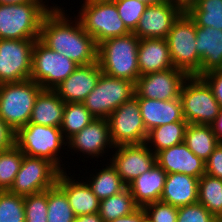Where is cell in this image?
Returning a JSON list of instances; mask_svg holds the SVG:
<instances>
[{
	"label": "cell",
	"instance_id": "cell-23",
	"mask_svg": "<svg viewBox=\"0 0 222 222\" xmlns=\"http://www.w3.org/2000/svg\"><path fill=\"white\" fill-rule=\"evenodd\" d=\"M137 61L140 76L174 68L168 42L164 38L140 39Z\"/></svg>",
	"mask_w": 222,
	"mask_h": 222
},
{
	"label": "cell",
	"instance_id": "cell-26",
	"mask_svg": "<svg viewBox=\"0 0 222 222\" xmlns=\"http://www.w3.org/2000/svg\"><path fill=\"white\" fill-rule=\"evenodd\" d=\"M65 102L54 90L42 89L37 95L29 123L60 128Z\"/></svg>",
	"mask_w": 222,
	"mask_h": 222
},
{
	"label": "cell",
	"instance_id": "cell-39",
	"mask_svg": "<svg viewBox=\"0 0 222 222\" xmlns=\"http://www.w3.org/2000/svg\"><path fill=\"white\" fill-rule=\"evenodd\" d=\"M149 222H177L178 208L162 201L146 204L142 207Z\"/></svg>",
	"mask_w": 222,
	"mask_h": 222
},
{
	"label": "cell",
	"instance_id": "cell-24",
	"mask_svg": "<svg viewBox=\"0 0 222 222\" xmlns=\"http://www.w3.org/2000/svg\"><path fill=\"white\" fill-rule=\"evenodd\" d=\"M198 182L199 178L186 174H167L160 201L177 208L195 204L198 202Z\"/></svg>",
	"mask_w": 222,
	"mask_h": 222
},
{
	"label": "cell",
	"instance_id": "cell-25",
	"mask_svg": "<svg viewBox=\"0 0 222 222\" xmlns=\"http://www.w3.org/2000/svg\"><path fill=\"white\" fill-rule=\"evenodd\" d=\"M167 173L157 163L150 170L141 174L127 187L131 191L134 202L143 207L146 204L160 201Z\"/></svg>",
	"mask_w": 222,
	"mask_h": 222
},
{
	"label": "cell",
	"instance_id": "cell-32",
	"mask_svg": "<svg viewBox=\"0 0 222 222\" xmlns=\"http://www.w3.org/2000/svg\"><path fill=\"white\" fill-rule=\"evenodd\" d=\"M198 203L216 218L222 214V180L204 174L198 182Z\"/></svg>",
	"mask_w": 222,
	"mask_h": 222
},
{
	"label": "cell",
	"instance_id": "cell-5",
	"mask_svg": "<svg viewBox=\"0 0 222 222\" xmlns=\"http://www.w3.org/2000/svg\"><path fill=\"white\" fill-rule=\"evenodd\" d=\"M82 5L77 17L97 45L104 40L131 33L119 17L114 1L85 0Z\"/></svg>",
	"mask_w": 222,
	"mask_h": 222
},
{
	"label": "cell",
	"instance_id": "cell-20",
	"mask_svg": "<svg viewBox=\"0 0 222 222\" xmlns=\"http://www.w3.org/2000/svg\"><path fill=\"white\" fill-rule=\"evenodd\" d=\"M196 52L201 57L200 70L194 75H202L222 69V30L196 26Z\"/></svg>",
	"mask_w": 222,
	"mask_h": 222
},
{
	"label": "cell",
	"instance_id": "cell-40",
	"mask_svg": "<svg viewBox=\"0 0 222 222\" xmlns=\"http://www.w3.org/2000/svg\"><path fill=\"white\" fill-rule=\"evenodd\" d=\"M177 222H216V217L197 202L179 207Z\"/></svg>",
	"mask_w": 222,
	"mask_h": 222
},
{
	"label": "cell",
	"instance_id": "cell-31",
	"mask_svg": "<svg viewBox=\"0 0 222 222\" xmlns=\"http://www.w3.org/2000/svg\"><path fill=\"white\" fill-rule=\"evenodd\" d=\"M138 207L127 187L116 195L100 200L99 214L104 222H109L134 212Z\"/></svg>",
	"mask_w": 222,
	"mask_h": 222
},
{
	"label": "cell",
	"instance_id": "cell-14",
	"mask_svg": "<svg viewBox=\"0 0 222 222\" xmlns=\"http://www.w3.org/2000/svg\"><path fill=\"white\" fill-rule=\"evenodd\" d=\"M189 75L178 68L140 76L135 83V98L162 101L180 98L181 88Z\"/></svg>",
	"mask_w": 222,
	"mask_h": 222
},
{
	"label": "cell",
	"instance_id": "cell-29",
	"mask_svg": "<svg viewBox=\"0 0 222 222\" xmlns=\"http://www.w3.org/2000/svg\"><path fill=\"white\" fill-rule=\"evenodd\" d=\"M107 165L104 169L102 167L97 174H90V176H93L87 182L99 200L109 198L127 188L111 162Z\"/></svg>",
	"mask_w": 222,
	"mask_h": 222
},
{
	"label": "cell",
	"instance_id": "cell-45",
	"mask_svg": "<svg viewBox=\"0 0 222 222\" xmlns=\"http://www.w3.org/2000/svg\"><path fill=\"white\" fill-rule=\"evenodd\" d=\"M211 127L217 139L222 142V107L220 108L218 116L211 124Z\"/></svg>",
	"mask_w": 222,
	"mask_h": 222
},
{
	"label": "cell",
	"instance_id": "cell-47",
	"mask_svg": "<svg viewBox=\"0 0 222 222\" xmlns=\"http://www.w3.org/2000/svg\"><path fill=\"white\" fill-rule=\"evenodd\" d=\"M27 2H43V0H0V4H18Z\"/></svg>",
	"mask_w": 222,
	"mask_h": 222
},
{
	"label": "cell",
	"instance_id": "cell-10",
	"mask_svg": "<svg viewBox=\"0 0 222 222\" xmlns=\"http://www.w3.org/2000/svg\"><path fill=\"white\" fill-rule=\"evenodd\" d=\"M79 65L59 52L36 40L32 51L31 80L42 89L54 90L71 75Z\"/></svg>",
	"mask_w": 222,
	"mask_h": 222
},
{
	"label": "cell",
	"instance_id": "cell-36",
	"mask_svg": "<svg viewBox=\"0 0 222 222\" xmlns=\"http://www.w3.org/2000/svg\"><path fill=\"white\" fill-rule=\"evenodd\" d=\"M24 196L0 191V222H25Z\"/></svg>",
	"mask_w": 222,
	"mask_h": 222
},
{
	"label": "cell",
	"instance_id": "cell-48",
	"mask_svg": "<svg viewBox=\"0 0 222 222\" xmlns=\"http://www.w3.org/2000/svg\"><path fill=\"white\" fill-rule=\"evenodd\" d=\"M138 1L143 2L146 5H157V4L167 2L169 0H138Z\"/></svg>",
	"mask_w": 222,
	"mask_h": 222
},
{
	"label": "cell",
	"instance_id": "cell-38",
	"mask_svg": "<svg viewBox=\"0 0 222 222\" xmlns=\"http://www.w3.org/2000/svg\"><path fill=\"white\" fill-rule=\"evenodd\" d=\"M119 13V17L123 20L126 27L133 32L144 13L146 5L138 0H113Z\"/></svg>",
	"mask_w": 222,
	"mask_h": 222
},
{
	"label": "cell",
	"instance_id": "cell-11",
	"mask_svg": "<svg viewBox=\"0 0 222 222\" xmlns=\"http://www.w3.org/2000/svg\"><path fill=\"white\" fill-rule=\"evenodd\" d=\"M38 39H0V85L31 78L32 51Z\"/></svg>",
	"mask_w": 222,
	"mask_h": 222
},
{
	"label": "cell",
	"instance_id": "cell-35",
	"mask_svg": "<svg viewBox=\"0 0 222 222\" xmlns=\"http://www.w3.org/2000/svg\"><path fill=\"white\" fill-rule=\"evenodd\" d=\"M24 154L14 145L0 152V191L9 190L20 170Z\"/></svg>",
	"mask_w": 222,
	"mask_h": 222
},
{
	"label": "cell",
	"instance_id": "cell-22",
	"mask_svg": "<svg viewBox=\"0 0 222 222\" xmlns=\"http://www.w3.org/2000/svg\"><path fill=\"white\" fill-rule=\"evenodd\" d=\"M65 171L58 175L56 184L66 193L75 216L99 213L100 200L87 182L72 180Z\"/></svg>",
	"mask_w": 222,
	"mask_h": 222
},
{
	"label": "cell",
	"instance_id": "cell-21",
	"mask_svg": "<svg viewBox=\"0 0 222 222\" xmlns=\"http://www.w3.org/2000/svg\"><path fill=\"white\" fill-rule=\"evenodd\" d=\"M136 99L139 101L141 116L147 132L164 124L186 121L180 98L166 101L147 98Z\"/></svg>",
	"mask_w": 222,
	"mask_h": 222
},
{
	"label": "cell",
	"instance_id": "cell-17",
	"mask_svg": "<svg viewBox=\"0 0 222 222\" xmlns=\"http://www.w3.org/2000/svg\"><path fill=\"white\" fill-rule=\"evenodd\" d=\"M101 73L98 62L79 65L54 91L65 103H82L97 85Z\"/></svg>",
	"mask_w": 222,
	"mask_h": 222
},
{
	"label": "cell",
	"instance_id": "cell-42",
	"mask_svg": "<svg viewBox=\"0 0 222 222\" xmlns=\"http://www.w3.org/2000/svg\"><path fill=\"white\" fill-rule=\"evenodd\" d=\"M211 87L215 99L222 107V69L210 71L201 76Z\"/></svg>",
	"mask_w": 222,
	"mask_h": 222
},
{
	"label": "cell",
	"instance_id": "cell-16",
	"mask_svg": "<svg viewBox=\"0 0 222 222\" xmlns=\"http://www.w3.org/2000/svg\"><path fill=\"white\" fill-rule=\"evenodd\" d=\"M183 12L184 7L173 0L157 5H148L133 33L139 39H166L173 23Z\"/></svg>",
	"mask_w": 222,
	"mask_h": 222
},
{
	"label": "cell",
	"instance_id": "cell-19",
	"mask_svg": "<svg viewBox=\"0 0 222 222\" xmlns=\"http://www.w3.org/2000/svg\"><path fill=\"white\" fill-rule=\"evenodd\" d=\"M156 163L167 174L181 173L195 178H201L205 174V162L184 142L159 151L156 154Z\"/></svg>",
	"mask_w": 222,
	"mask_h": 222
},
{
	"label": "cell",
	"instance_id": "cell-49",
	"mask_svg": "<svg viewBox=\"0 0 222 222\" xmlns=\"http://www.w3.org/2000/svg\"><path fill=\"white\" fill-rule=\"evenodd\" d=\"M173 1L182 5L184 7V9L187 6L194 4V0H173Z\"/></svg>",
	"mask_w": 222,
	"mask_h": 222
},
{
	"label": "cell",
	"instance_id": "cell-46",
	"mask_svg": "<svg viewBox=\"0 0 222 222\" xmlns=\"http://www.w3.org/2000/svg\"><path fill=\"white\" fill-rule=\"evenodd\" d=\"M74 222H104L99 213L76 216Z\"/></svg>",
	"mask_w": 222,
	"mask_h": 222
},
{
	"label": "cell",
	"instance_id": "cell-34",
	"mask_svg": "<svg viewBox=\"0 0 222 222\" xmlns=\"http://www.w3.org/2000/svg\"><path fill=\"white\" fill-rule=\"evenodd\" d=\"M47 222H74L75 214L66 193L55 184L47 189Z\"/></svg>",
	"mask_w": 222,
	"mask_h": 222
},
{
	"label": "cell",
	"instance_id": "cell-43",
	"mask_svg": "<svg viewBox=\"0 0 222 222\" xmlns=\"http://www.w3.org/2000/svg\"><path fill=\"white\" fill-rule=\"evenodd\" d=\"M15 145V132L0 118V152Z\"/></svg>",
	"mask_w": 222,
	"mask_h": 222
},
{
	"label": "cell",
	"instance_id": "cell-2",
	"mask_svg": "<svg viewBox=\"0 0 222 222\" xmlns=\"http://www.w3.org/2000/svg\"><path fill=\"white\" fill-rule=\"evenodd\" d=\"M139 42L140 39L131 32L98 44L97 62L102 73L136 83L140 77L137 61Z\"/></svg>",
	"mask_w": 222,
	"mask_h": 222
},
{
	"label": "cell",
	"instance_id": "cell-50",
	"mask_svg": "<svg viewBox=\"0 0 222 222\" xmlns=\"http://www.w3.org/2000/svg\"><path fill=\"white\" fill-rule=\"evenodd\" d=\"M216 222H222V214L216 218Z\"/></svg>",
	"mask_w": 222,
	"mask_h": 222
},
{
	"label": "cell",
	"instance_id": "cell-9",
	"mask_svg": "<svg viewBox=\"0 0 222 222\" xmlns=\"http://www.w3.org/2000/svg\"><path fill=\"white\" fill-rule=\"evenodd\" d=\"M135 96V83L101 73L95 88L82 102L96 119H108L122 103Z\"/></svg>",
	"mask_w": 222,
	"mask_h": 222
},
{
	"label": "cell",
	"instance_id": "cell-27",
	"mask_svg": "<svg viewBox=\"0 0 222 222\" xmlns=\"http://www.w3.org/2000/svg\"><path fill=\"white\" fill-rule=\"evenodd\" d=\"M184 143L196 156L206 162L220 141L211 125L187 124Z\"/></svg>",
	"mask_w": 222,
	"mask_h": 222
},
{
	"label": "cell",
	"instance_id": "cell-15",
	"mask_svg": "<svg viewBox=\"0 0 222 222\" xmlns=\"http://www.w3.org/2000/svg\"><path fill=\"white\" fill-rule=\"evenodd\" d=\"M150 147L152 148L151 145L142 143L114 148L117 150L109 160L127 186L156 163V155Z\"/></svg>",
	"mask_w": 222,
	"mask_h": 222
},
{
	"label": "cell",
	"instance_id": "cell-18",
	"mask_svg": "<svg viewBox=\"0 0 222 222\" xmlns=\"http://www.w3.org/2000/svg\"><path fill=\"white\" fill-rule=\"evenodd\" d=\"M68 148L89 155L92 158L102 156L104 149L115 148L111 135L108 119H94L80 132L67 140ZM109 145V146H108ZM70 146V147H69Z\"/></svg>",
	"mask_w": 222,
	"mask_h": 222
},
{
	"label": "cell",
	"instance_id": "cell-33",
	"mask_svg": "<svg viewBox=\"0 0 222 222\" xmlns=\"http://www.w3.org/2000/svg\"><path fill=\"white\" fill-rule=\"evenodd\" d=\"M94 119L95 117L83 103H65L64 115L60 128L66 141L74 134L80 132Z\"/></svg>",
	"mask_w": 222,
	"mask_h": 222
},
{
	"label": "cell",
	"instance_id": "cell-4",
	"mask_svg": "<svg viewBox=\"0 0 222 222\" xmlns=\"http://www.w3.org/2000/svg\"><path fill=\"white\" fill-rule=\"evenodd\" d=\"M42 87L29 79L0 85V118L14 131L26 126Z\"/></svg>",
	"mask_w": 222,
	"mask_h": 222
},
{
	"label": "cell",
	"instance_id": "cell-37",
	"mask_svg": "<svg viewBox=\"0 0 222 222\" xmlns=\"http://www.w3.org/2000/svg\"><path fill=\"white\" fill-rule=\"evenodd\" d=\"M25 222H47V190L24 196Z\"/></svg>",
	"mask_w": 222,
	"mask_h": 222
},
{
	"label": "cell",
	"instance_id": "cell-44",
	"mask_svg": "<svg viewBox=\"0 0 222 222\" xmlns=\"http://www.w3.org/2000/svg\"><path fill=\"white\" fill-rule=\"evenodd\" d=\"M146 218L145 211L142 207H138L134 212L119 217L117 219L111 220L109 222H143Z\"/></svg>",
	"mask_w": 222,
	"mask_h": 222
},
{
	"label": "cell",
	"instance_id": "cell-30",
	"mask_svg": "<svg viewBox=\"0 0 222 222\" xmlns=\"http://www.w3.org/2000/svg\"><path fill=\"white\" fill-rule=\"evenodd\" d=\"M184 11L196 26L222 30V0H197Z\"/></svg>",
	"mask_w": 222,
	"mask_h": 222
},
{
	"label": "cell",
	"instance_id": "cell-3",
	"mask_svg": "<svg viewBox=\"0 0 222 222\" xmlns=\"http://www.w3.org/2000/svg\"><path fill=\"white\" fill-rule=\"evenodd\" d=\"M44 3L0 4V39H39L42 20L52 9Z\"/></svg>",
	"mask_w": 222,
	"mask_h": 222
},
{
	"label": "cell",
	"instance_id": "cell-7",
	"mask_svg": "<svg viewBox=\"0 0 222 222\" xmlns=\"http://www.w3.org/2000/svg\"><path fill=\"white\" fill-rule=\"evenodd\" d=\"M180 99L188 124L211 125L221 108L207 82L194 75L184 81Z\"/></svg>",
	"mask_w": 222,
	"mask_h": 222
},
{
	"label": "cell",
	"instance_id": "cell-6",
	"mask_svg": "<svg viewBox=\"0 0 222 222\" xmlns=\"http://www.w3.org/2000/svg\"><path fill=\"white\" fill-rule=\"evenodd\" d=\"M65 140L61 128L53 126L28 123L15 132V145L24 155L47 159L60 171L64 168L58 154L62 145H67Z\"/></svg>",
	"mask_w": 222,
	"mask_h": 222
},
{
	"label": "cell",
	"instance_id": "cell-41",
	"mask_svg": "<svg viewBox=\"0 0 222 222\" xmlns=\"http://www.w3.org/2000/svg\"><path fill=\"white\" fill-rule=\"evenodd\" d=\"M205 174L222 180V142L218 144L205 162Z\"/></svg>",
	"mask_w": 222,
	"mask_h": 222
},
{
	"label": "cell",
	"instance_id": "cell-12",
	"mask_svg": "<svg viewBox=\"0 0 222 222\" xmlns=\"http://www.w3.org/2000/svg\"><path fill=\"white\" fill-rule=\"evenodd\" d=\"M60 172L47 159L24 155L20 170L8 191L20 196L44 192L56 184Z\"/></svg>",
	"mask_w": 222,
	"mask_h": 222
},
{
	"label": "cell",
	"instance_id": "cell-8",
	"mask_svg": "<svg viewBox=\"0 0 222 222\" xmlns=\"http://www.w3.org/2000/svg\"><path fill=\"white\" fill-rule=\"evenodd\" d=\"M174 68L195 75L201 67V57L196 52V25L184 11L173 23L166 38Z\"/></svg>",
	"mask_w": 222,
	"mask_h": 222
},
{
	"label": "cell",
	"instance_id": "cell-28",
	"mask_svg": "<svg viewBox=\"0 0 222 222\" xmlns=\"http://www.w3.org/2000/svg\"><path fill=\"white\" fill-rule=\"evenodd\" d=\"M187 121H176L153 128L148 132L146 144L153 147L156 155L159 151L184 142Z\"/></svg>",
	"mask_w": 222,
	"mask_h": 222
},
{
	"label": "cell",
	"instance_id": "cell-13",
	"mask_svg": "<svg viewBox=\"0 0 222 222\" xmlns=\"http://www.w3.org/2000/svg\"><path fill=\"white\" fill-rule=\"evenodd\" d=\"M108 122L115 147L146 142L148 132L143 123L139 101L135 97L113 111L108 117Z\"/></svg>",
	"mask_w": 222,
	"mask_h": 222
},
{
	"label": "cell",
	"instance_id": "cell-1",
	"mask_svg": "<svg viewBox=\"0 0 222 222\" xmlns=\"http://www.w3.org/2000/svg\"><path fill=\"white\" fill-rule=\"evenodd\" d=\"M56 6L53 5L44 16L39 40L78 65L97 62L98 45L94 38L84 30L78 17L75 21L69 20V16H65V10Z\"/></svg>",
	"mask_w": 222,
	"mask_h": 222
}]
</instances>
